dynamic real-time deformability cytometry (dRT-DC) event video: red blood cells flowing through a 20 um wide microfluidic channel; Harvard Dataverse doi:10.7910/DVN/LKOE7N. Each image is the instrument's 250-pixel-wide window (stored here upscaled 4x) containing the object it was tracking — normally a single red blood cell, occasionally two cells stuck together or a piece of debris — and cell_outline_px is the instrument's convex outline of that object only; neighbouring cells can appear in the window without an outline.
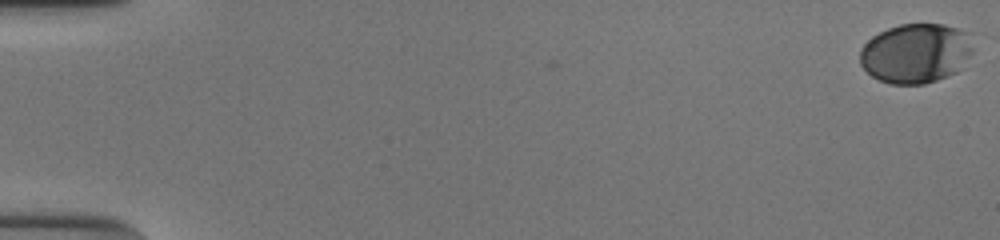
{"species": "human", "species_latin": "Homo sapiens", "temperature_condition": "cold", "stored_images_in_passage": 48, "camera_frame_rate_fps": 3000, "um_per_image_px": 0.085, "donor": {"sex": "male"}, "frame": {"image": 1, "passage_image": 1, "time_ms": 0.0, "image_size_px": [1000, 240], "cell_outline_px": [[972, 52], [964, 68], [948, 76], [924, 84], [888, 84], [872, 76], [860, 64], [860, 48], [872, 36], [888, 28], [900, 24], [944, 24], [972, 32]], "centroid_in_image_um": [77.89, 4.52], "position_along_channel_um": 7.1, "area_um2": 39.94}}
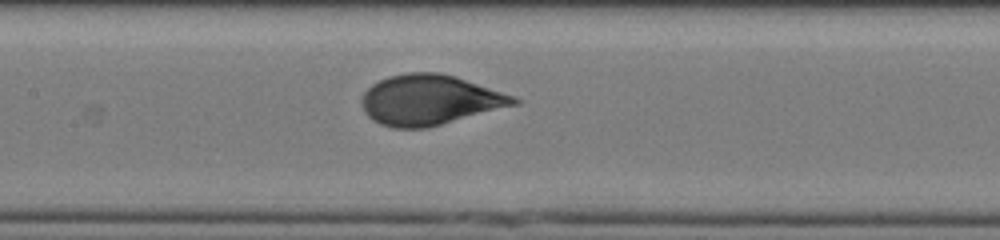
{"frame": {"image": 2, "passage_image": 28, "time_ms": 9.0, "image_size_px": [1000, 240], "cell_outline_px": [[520, 104], [428, 128], [392, 128], [380, 124], [372, 120], [364, 112], [360, 100], [364, 92], [372, 84], [388, 76], [408, 72], [440, 72], [456, 76], [512, 96], [520, 100]], "centroid_in_image_um": [36.5, 8.5], "position_along_channel_um": 170.9, "area_um2": 44.68}}
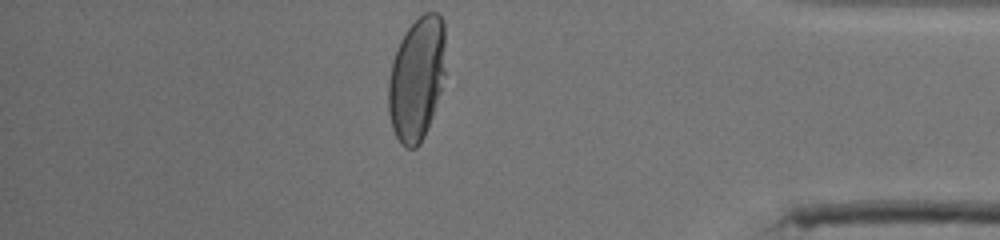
{"frame": {"image": 3, "passage_image": 48, "time_ms": 15.667, "image_size_px": [1000, 240], "cell_outline_px": [[444, 72], [440, 92], [432, 116], [424, 136], [420, 144], [416, 148], [404, 148], [400, 144], [392, 128], [388, 112], [388, 80], [392, 60], [400, 40], [408, 28], [424, 12], [436, 12], [444, 20]], "centroid_in_image_um": [35.4, 6.71], "position_along_channel_um": 399.8, "area_um2": 41.15}, "authors_computed_cell_mechanics": {"area_um2": 43.0032, "velocity_mm_per_s": 3.8608, "shape_relaxation_time_tau1_ms": 3.641, "shape_relaxation_time_tau2_ms": null, "deformation_change_tau1": 0.1802, "deformation_change_tau2": null}}